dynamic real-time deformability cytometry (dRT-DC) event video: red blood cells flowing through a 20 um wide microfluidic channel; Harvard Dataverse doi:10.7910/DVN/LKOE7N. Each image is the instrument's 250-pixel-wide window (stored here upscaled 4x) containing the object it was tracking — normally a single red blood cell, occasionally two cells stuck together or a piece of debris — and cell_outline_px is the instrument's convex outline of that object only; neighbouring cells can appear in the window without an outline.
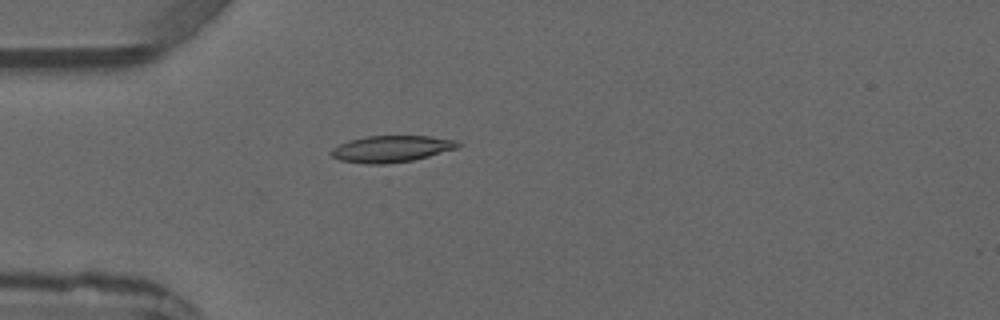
{"species": "common noctule bat (a hibernating species)", "species_latin": "Nyctalus noctula", "temperature_condition": "warm", "stored_images_in_passage": 1, "camera_frame_rate_fps": 3000, "um_per_image_px": 0.085, "animal": {"sex": "male", "forearm_length_mm": 52.5}, "frame": {"image": 1, "passage_image": 1, "time_ms": 0.0, "image_size_px": [1000, 320], "cell_outline_px": [[460, 148], [412, 160], [384, 164], [364, 164], [340, 160], [332, 156], [328, 152], [332, 148], [348, 140], [368, 136], [428, 136], [456, 140], [460, 144]], "centroid_in_image_um": [33.25, 12.65], "position_along_channel_um": 51.7, "area_um2": 19.65}}